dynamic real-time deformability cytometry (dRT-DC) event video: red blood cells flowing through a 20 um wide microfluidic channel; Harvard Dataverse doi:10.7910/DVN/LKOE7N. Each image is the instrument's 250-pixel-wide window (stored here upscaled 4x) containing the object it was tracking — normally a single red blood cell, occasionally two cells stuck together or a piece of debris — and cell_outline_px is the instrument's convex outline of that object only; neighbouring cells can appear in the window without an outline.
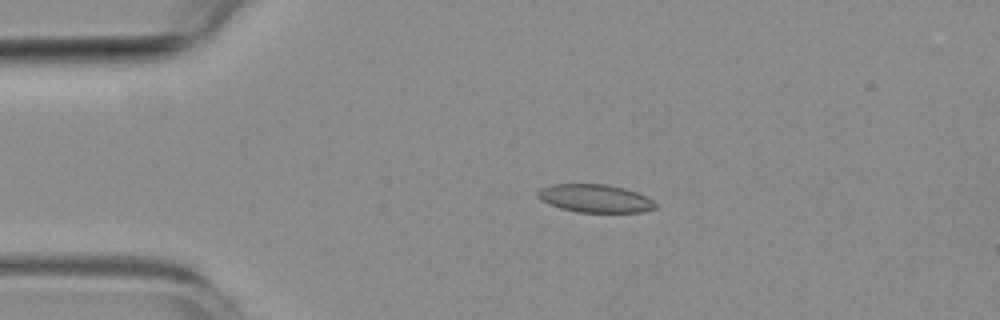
{"species": "common noctule bat (a hibernating species)", "species_latin": "Nyctalus noctula", "temperature_condition": "room temperature", "stored_images_in_passage": 3, "camera_frame_rate_fps": 3000, "um_per_image_px": 0.085, "animal": {"sex": "female", "body_mass_g": 19.3, "forearm_length_mm": 54.1}, "frame": {"image": 1, "passage_image": 1, "time_ms": 0.0, "image_size_px": [1000, 320], "cell_outline_px": [[656, 208], [644, 212], [576, 212], [560, 208], [548, 204], [540, 200], [536, 196], [536, 192], [540, 188], [552, 184], [608, 184], [624, 188], [636, 192], [652, 200], [656, 204]], "centroid_in_image_um": [50.53, 16.86], "position_along_channel_um": 34.5, "area_um2": 19.36}}